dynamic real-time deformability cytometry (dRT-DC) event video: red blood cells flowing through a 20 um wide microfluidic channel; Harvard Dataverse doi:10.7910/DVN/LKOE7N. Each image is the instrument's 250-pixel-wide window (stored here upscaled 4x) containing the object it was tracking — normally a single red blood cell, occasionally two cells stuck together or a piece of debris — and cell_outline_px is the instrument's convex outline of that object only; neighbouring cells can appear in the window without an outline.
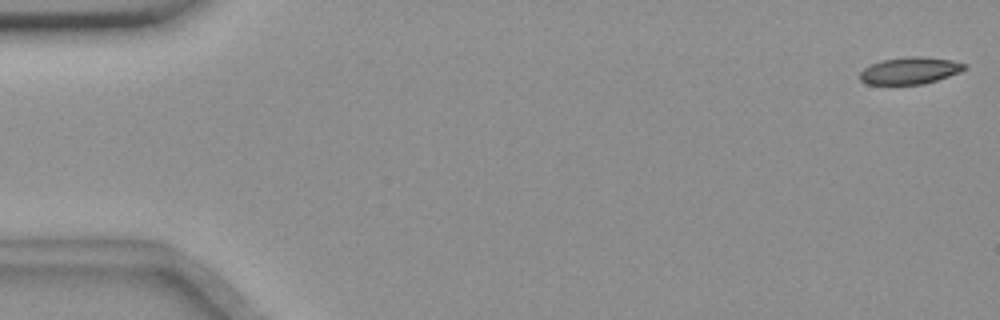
{"species": "common noctule bat (a hibernating species)", "species_latin": "Nyctalus noctula", "temperature_condition": "room temperature", "stored_images_in_passage": 55, "camera_frame_rate_fps": 3000, "um_per_image_px": 0.085, "animal": {"sex": "female", "body_mass_g": 18.4}, "frame": {"image": 1, "passage_image": 1, "time_ms": 0.0, "image_size_px": [1000, 320], "cell_outline_px": [[968, 68], [960, 72], [924, 84], [868, 84], [860, 80], [860, 72], [864, 68], [880, 60], [908, 56], [920, 56], [952, 60], [968, 64]], "centroid_in_image_um": [77.37, 5.99], "position_along_channel_um": 7.6, "area_um2": 16.47}}
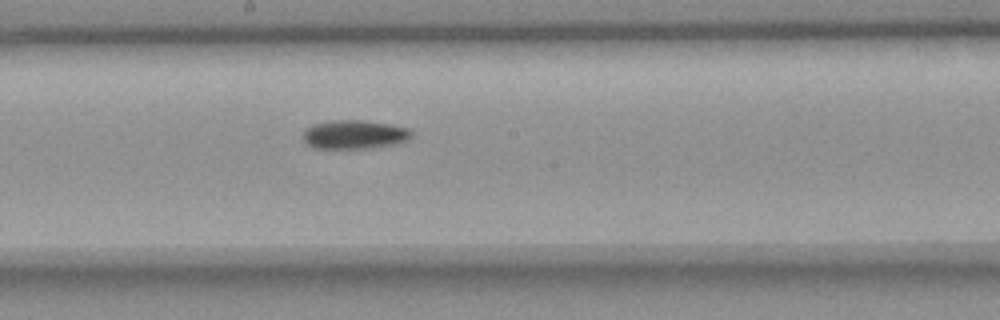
{"frame": {"image": 2, "passage_image": 30, "time_ms": 9.667, "image_size_px": [1000, 320], "cell_outline_px": [[412, 136], [408, 140], [400, 144], [376, 148], [312, 148], [304, 144], [304, 132], [312, 124], [328, 120], [364, 120], [388, 124], [408, 128], [412, 132]], "centroid_in_image_um": [30.14, 11.44], "position_along_channel_um": 218.1, "area_um2": 18.55}}
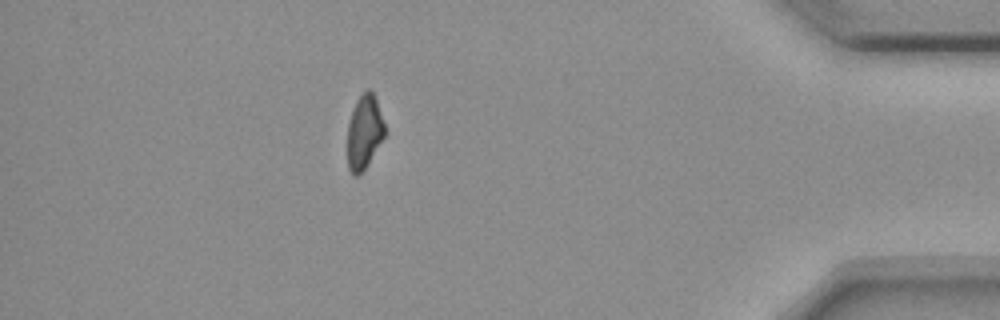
{"frame": {"image": 3, "passage_image": 49, "time_ms": 16.0, "image_size_px": [1000, 320], "cell_outline_px": [[384, 136], [368, 164], [356, 176], [352, 176], [348, 168], [348, 124], [356, 100], [364, 88], [368, 88], [372, 92], [376, 100], [384, 124]], "centroid_in_image_um": [30.94, 11.2], "position_along_channel_um": 404.3, "area_um2": 15.84}, "authors_computed_cell_mechanics": {"area_um2": 17.5134, "velocity_mm_per_s": 3.6682, "shape_relaxation_time_tau1_ms": 9.4092, "shape_relaxation_time_tau2_ms": null, "deformation_change_tau1": 0.1774, "deformation_change_tau2": null}}